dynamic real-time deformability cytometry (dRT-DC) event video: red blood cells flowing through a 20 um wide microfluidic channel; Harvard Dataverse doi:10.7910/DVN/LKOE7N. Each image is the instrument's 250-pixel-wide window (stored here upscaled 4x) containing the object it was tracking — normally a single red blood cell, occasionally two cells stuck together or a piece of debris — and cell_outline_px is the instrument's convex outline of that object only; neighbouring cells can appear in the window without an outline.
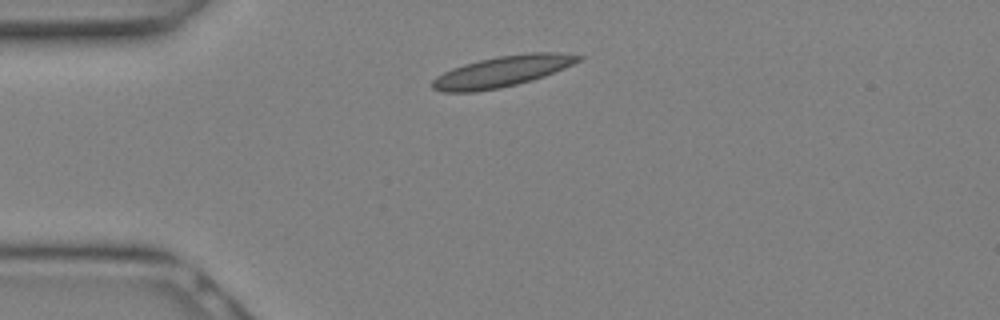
{"species": "Egyptian fruit bat (a non-hibernating species)", "species_latin": "Rousettus aegyptiacus", "temperature_condition": "warm", "stored_images_in_passage": 6, "camera_frame_rate_fps": 3000, "um_per_image_px": 0.085, "animal": {"sex": "female"}, "frame": {"image": 1, "passage_image": 1, "time_ms": 0.0, "image_size_px": [1000, 320], "cell_outline_px": [[584, 56], [580, 60], [564, 68], [544, 76], [532, 80], [500, 88], [476, 92], [444, 92], [432, 88], [432, 80], [436, 76], [452, 68], [464, 64], [480, 60], [500, 56], [528, 52], [556, 52]], "centroid_in_image_um": [42.67, 6.07], "position_along_channel_um": 42.3, "area_um2": 26.13}}
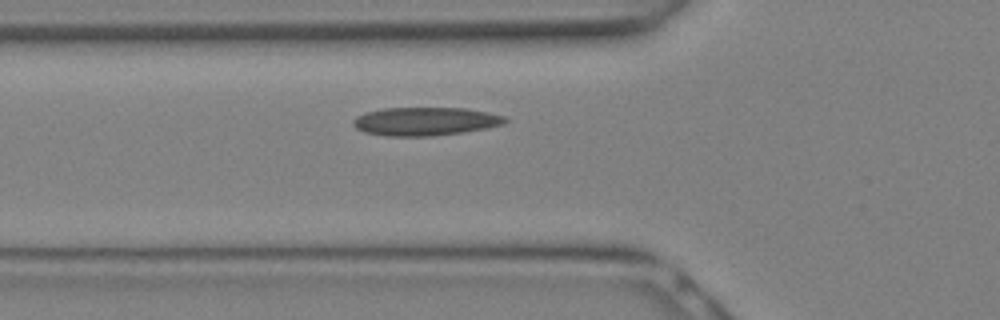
{"frame": {"image": 2, "passage_image": 4, "time_ms": 1.0, "image_size_px": [1000, 320], "cell_outline_px": [[508, 120], [504, 124], [464, 132], [432, 136], [384, 136], [364, 132], [356, 128], [352, 124], [352, 120], [356, 116], [368, 112], [384, 108], [468, 108], [504, 116]], "centroid_in_image_um": [36.12, 10.32], "position_along_channel_um": 89.7, "area_um2": 25.09}}
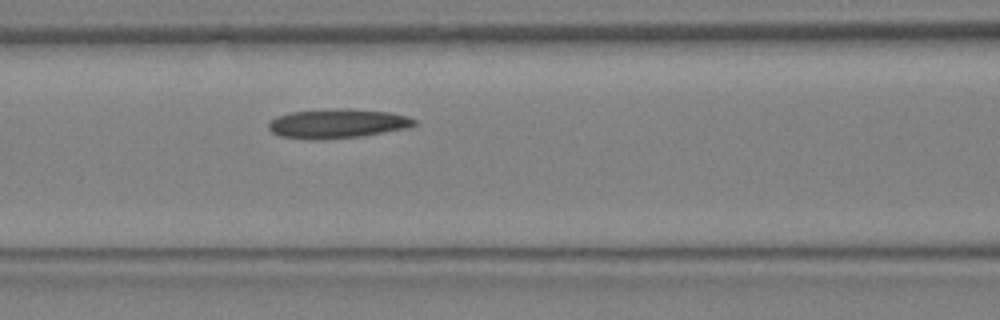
{"frame": {"image": 3, "passage_image": 6, "time_ms": 1.667, "image_size_px": [1000, 320], "cell_outline_px": [[416, 124], [404, 128], [360, 136], [320, 140], [312, 140], [280, 136], [272, 132], [268, 128], [268, 124], [276, 116], [292, 112], [336, 108], [344, 108], [388, 112], [408, 116], [416, 120]], "centroid_in_image_um": [28.63, 10.5], "position_along_channel_um": 138.0, "area_um2": 24.68}}